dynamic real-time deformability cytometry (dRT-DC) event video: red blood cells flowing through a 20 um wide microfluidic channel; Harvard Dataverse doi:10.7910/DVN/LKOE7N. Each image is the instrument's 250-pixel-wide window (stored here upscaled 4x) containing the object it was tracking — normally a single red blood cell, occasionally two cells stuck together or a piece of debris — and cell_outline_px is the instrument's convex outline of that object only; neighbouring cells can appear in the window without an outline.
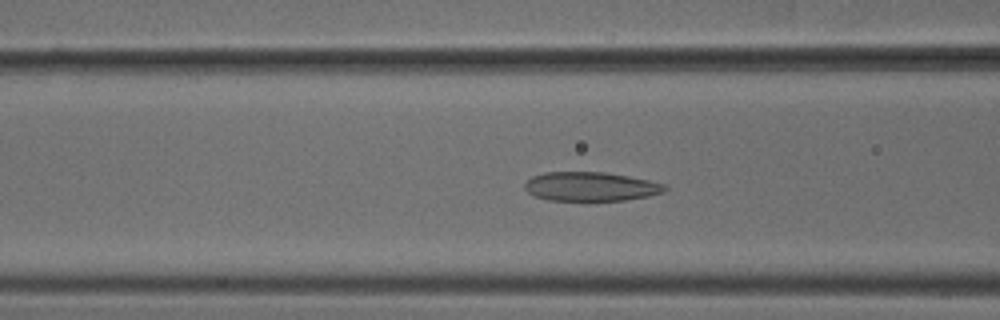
{"species": "common noctule bat (a hibernating species)", "species_latin": "Nyctalus noctula", "temperature_condition": "cold", "stored_images_in_passage": 44, "camera_frame_rate_fps": 3000, "um_per_image_px": 0.085, "animal": {"sex": "male", "body_mass_g": 18.8}, "frame": {"image": 1, "passage_image": 17, "time_ms": 5.333, "image_size_px": [1000, 320], "cell_outline_px": [[668, 188], [664, 192], [648, 196], [624, 200], [548, 200], [532, 196], [524, 188], [524, 184], [532, 176], [544, 172], [604, 172], [628, 176], [648, 180], [664, 184]], "centroid_in_image_um": [50.18, 15.85], "position_along_channel_um": 116.4, "area_um2": 23.7}}
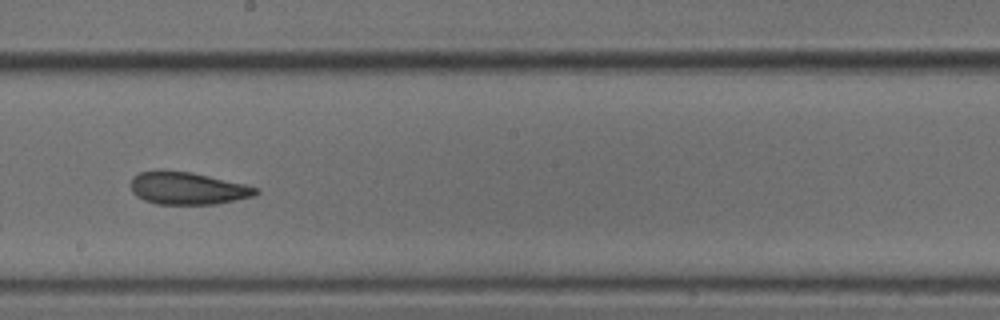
{"frame": {"image": 2, "passage_image": 26, "time_ms": 8.333, "image_size_px": [1000, 320], "cell_outline_px": [[260, 192], [256, 196], [216, 204], [156, 204], [144, 200], [136, 196], [132, 192], [132, 176], [140, 172], [160, 168], [192, 172], [244, 184], [260, 188]], "centroid_in_image_um": [15.94, 15.99], "position_along_channel_um": 232.3, "area_um2": 24.1}}
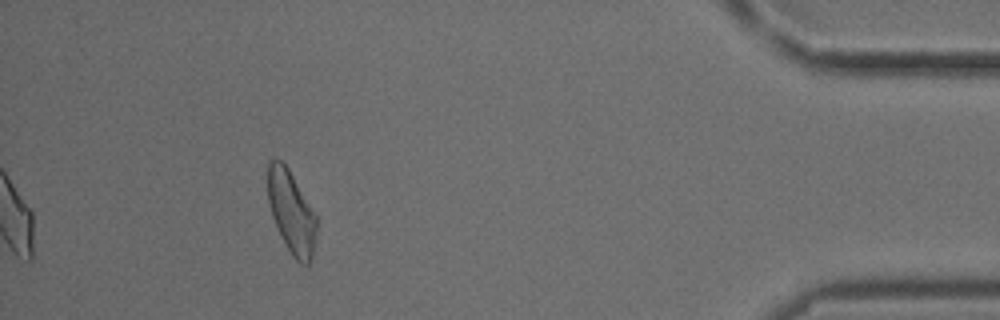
{"frame": {"image": 3, "passage_image": 44, "time_ms": 14.333, "image_size_px": [1000, 320], "cell_outline_px": [[316, 236], [312, 256], [308, 264], [300, 264], [292, 256], [272, 216], [268, 200], [268, 160], [280, 160], [288, 168], [316, 216]], "centroid_in_image_um": [24.77, 18.03], "position_along_channel_um": 410.4, "area_um2": 22.83}, "authors_computed_cell_mechanics": {"area_um2": 24.1026, "velocity_mm_per_s": 3.8574, "shape_relaxation_time_tau1_ms": 7.4228, "shape_relaxation_time_tau2_ms": 4.3213, "deformation_change_tau1": 0.1623, "deformation_change_tau2": 0.1264}}